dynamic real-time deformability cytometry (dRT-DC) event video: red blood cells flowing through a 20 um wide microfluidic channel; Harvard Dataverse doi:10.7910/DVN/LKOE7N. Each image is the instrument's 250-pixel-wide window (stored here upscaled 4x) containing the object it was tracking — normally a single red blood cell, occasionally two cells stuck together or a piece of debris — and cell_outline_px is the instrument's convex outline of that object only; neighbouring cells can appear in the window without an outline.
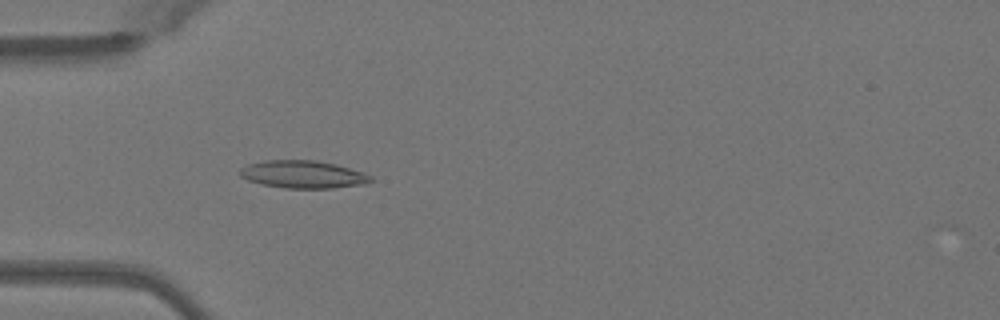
{"species": "Egyptian fruit bat (a non-hibernating species)", "species_latin": "Rousettus aegyptiacus", "temperature_condition": "warm", "stored_images_in_passage": 50, "camera_frame_rate_fps": 3000, "um_per_image_px": 0.085, "animal": {"sex": "female"}, "frame": {"image": 1, "passage_image": 16, "time_ms": 5.0, "image_size_px": [1000, 320], "cell_outline_px": [[372, 180], [364, 184], [332, 188], [284, 188], [260, 184], [248, 180], [240, 176], [240, 168], [248, 164], [264, 160], [316, 160], [336, 164], [364, 172], [372, 176]], "centroid_in_image_um": [25.75, 14.82], "position_along_channel_um": 59.3, "area_um2": 21.15}}
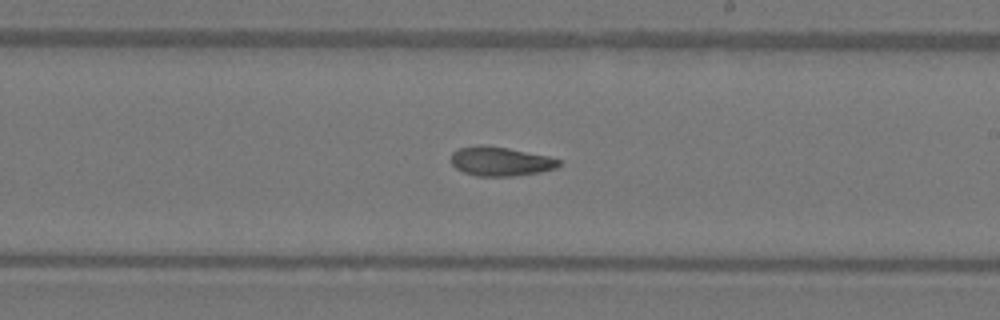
{"frame": {"image": 2, "passage_image": 30, "time_ms": 9.667, "image_size_px": [1000, 320], "cell_outline_px": [[560, 164], [556, 168], [540, 172], [512, 176], [476, 176], [464, 172], [456, 168], [452, 164], [452, 152], [460, 148], [476, 144], [484, 144], [508, 148], [548, 156], [560, 160]], "centroid_in_image_um": [42.52, 13.7], "position_along_channel_um": 246.5, "area_um2": 18.32}}
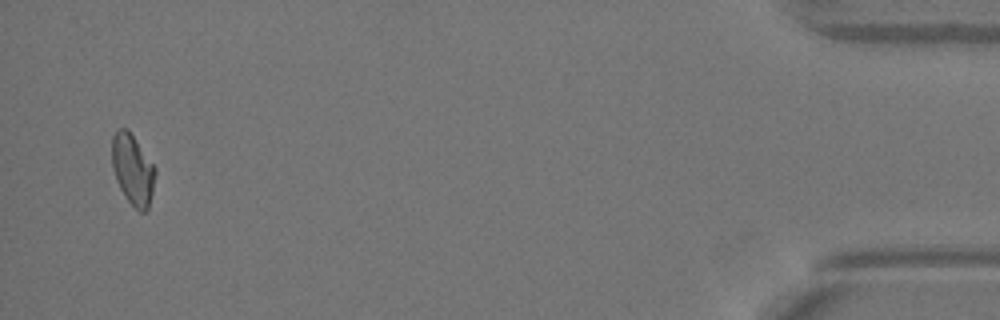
{"frame": {"image": 3, "passage_image": 49, "time_ms": 16.0, "image_size_px": [1000, 320], "cell_outline_px": [[156, 172], [152, 192], [148, 208], [144, 212], [140, 212], [124, 196], [116, 180], [112, 168], [112, 136], [120, 128], [128, 128], [156, 168]], "centroid_in_image_um": [11.27, 14.39], "position_along_channel_um": 423.9, "area_um2": 17.74}, "authors_computed_cell_mechanics": {"area_um2": 18.5249, "velocity_mm_per_s": 4.0958, "shape_relaxation_time_tau1_ms": null, "shape_relaxation_time_tau2_ms": 3.7253, "deformation_change_tau1": null, "deformation_change_tau2": 0.0878}}